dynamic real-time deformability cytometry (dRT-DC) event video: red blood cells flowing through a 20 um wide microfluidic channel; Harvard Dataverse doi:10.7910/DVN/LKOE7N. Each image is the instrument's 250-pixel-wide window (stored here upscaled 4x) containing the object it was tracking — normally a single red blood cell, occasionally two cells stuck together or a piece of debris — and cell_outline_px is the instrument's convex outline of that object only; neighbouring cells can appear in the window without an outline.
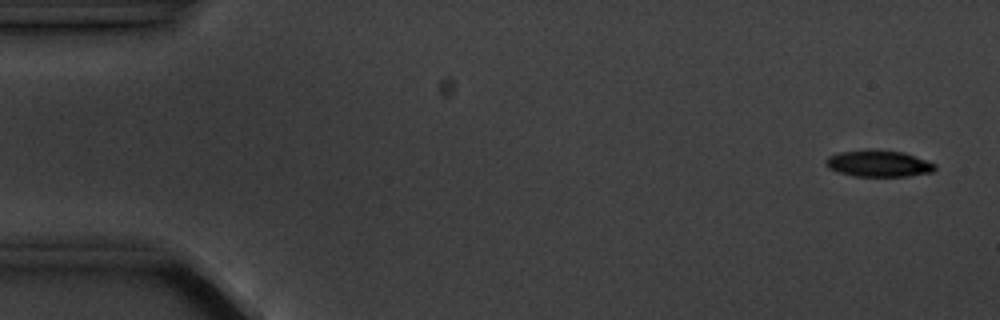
{"species": "common noctule bat (a hibernating species)", "species_latin": "Nyctalus noctula", "temperature_condition": "cold", "stored_images_in_passage": 5, "camera_frame_rate_fps": 3000, "um_per_image_px": 0.085, "animal": {"sex": "male", "body_mass_g": 20.1, "forearm_length_mm": 53.5}, "frame": {"image": 1, "passage_image": 1, "time_ms": 0.0, "image_size_px": [1000, 320], "cell_outline_px": [[936, 168], [932, 172], [908, 176], [856, 176], [840, 172], [828, 168], [824, 164], [824, 160], [828, 156], [840, 152], [904, 152], [936, 164]], "centroid_in_image_um": [74.68, 13.94], "position_along_channel_um": 10.3, "area_um2": 16.13}}